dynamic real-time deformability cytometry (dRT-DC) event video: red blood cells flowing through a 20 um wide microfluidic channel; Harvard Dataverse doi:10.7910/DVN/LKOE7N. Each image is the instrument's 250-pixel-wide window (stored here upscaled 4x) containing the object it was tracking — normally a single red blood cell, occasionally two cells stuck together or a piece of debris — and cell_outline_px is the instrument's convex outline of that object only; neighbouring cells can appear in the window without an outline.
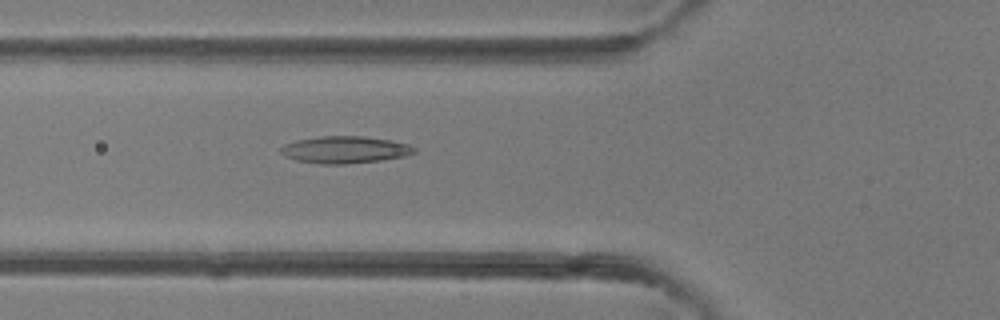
{"species": "common noctule bat (a hibernating species)", "species_latin": "Nyctalus noctula", "temperature_condition": "room temperature", "stored_images_in_passage": 39, "camera_frame_rate_fps": 3000, "um_per_image_px": 0.085, "animal": {"sex": "female"}, "frame": {"image": 1, "passage_image": 13, "time_ms": 4.0, "image_size_px": [1000, 320], "cell_outline_px": [[416, 152], [404, 156], [380, 160], [344, 164], [320, 164], [296, 160], [284, 156], [280, 152], [280, 148], [284, 144], [296, 140], [320, 136], [364, 136], [392, 140], [408, 144], [416, 148]], "centroid_in_image_um": [29.3, 12.72], "position_along_channel_um": 96.5, "area_um2": 21.1}}
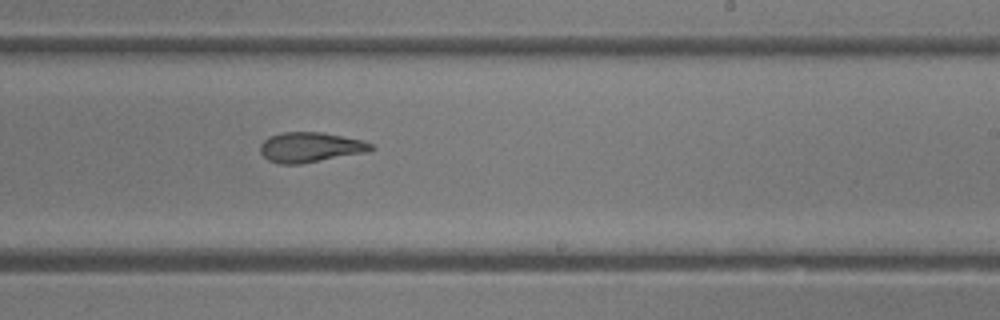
{"frame": {"image": 2, "passage_image": 23, "time_ms": 7.333, "image_size_px": [1000, 320], "cell_outline_px": [[376, 148], [368, 152], [300, 164], [280, 164], [268, 160], [260, 152], [260, 144], [268, 136], [284, 132], [324, 132], [360, 140], [372, 144]], "centroid_in_image_um": [26.37, 12.52], "position_along_channel_um": 262.6, "area_um2": 19.42}}
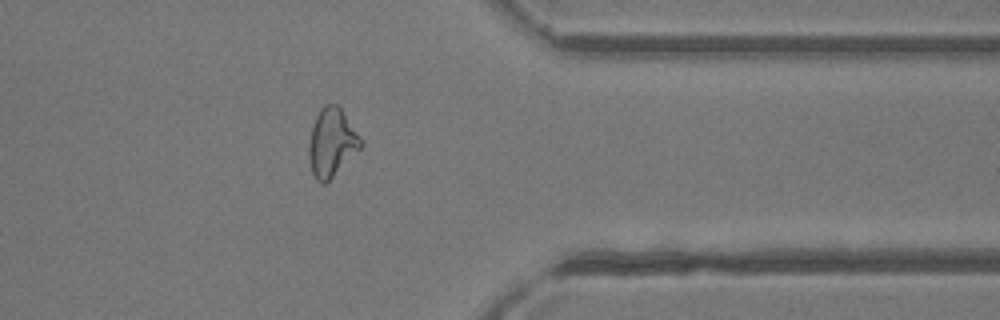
{"frame": {"image": 3, "passage_image": 31, "time_ms": 10.0, "image_size_px": [1000, 320], "cell_outline_px": [[364, 144], [324, 184], [320, 184], [316, 180], [312, 172], [308, 156], [308, 144], [312, 128], [316, 116], [320, 108], [324, 104], [336, 104], [340, 108]], "centroid_in_image_um": [28.15, 12.11], "position_along_channel_um": 383.2, "area_um2": 20.11}}